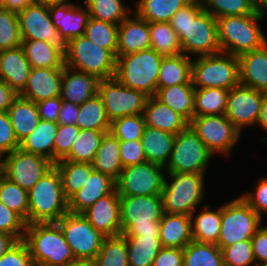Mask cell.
Instances as JSON below:
<instances>
[{"label": "cell", "instance_id": "cell-13", "mask_svg": "<svg viewBox=\"0 0 267 266\" xmlns=\"http://www.w3.org/2000/svg\"><path fill=\"white\" fill-rule=\"evenodd\" d=\"M164 167L146 161L124 167L116 181L119 196L161 195L164 184Z\"/></svg>", "mask_w": 267, "mask_h": 266}, {"label": "cell", "instance_id": "cell-59", "mask_svg": "<svg viewBox=\"0 0 267 266\" xmlns=\"http://www.w3.org/2000/svg\"><path fill=\"white\" fill-rule=\"evenodd\" d=\"M152 266H183V249L162 247Z\"/></svg>", "mask_w": 267, "mask_h": 266}, {"label": "cell", "instance_id": "cell-56", "mask_svg": "<svg viewBox=\"0 0 267 266\" xmlns=\"http://www.w3.org/2000/svg\"><path fill=\"white\" fill-rule=\"evenodd\" d=\"M0 266H34L29 249L23 240L0 257Z\"/></svg>", "mask_w": 267, "mask_h": 266}, {"label": "cell", "instance_id": "cell-51", "mask_svg": "<svg viewBox=\"0 0 267 266\" xmlns=\"http://www.w3.org/2000/svg\"><path fill=\"white\" fill-rule=\"evenodd\" d=\"M144 127L143 114L124 116L111 122L110 133L119 141L141 140Z\"/></svg>", "mask_w": 267, "mask_h": 266}, {"label": "cell", "instance_id": "cell-9", "mask_svg": "<svg viewBox=\"0 0 267 266\" xmlns=\"http://www.w3.org/2000/svg\"><path fill=\"white\" fill-rule=\"evenodd\" d=\"M191 82L195 88L236 87L240 84L238 57L223 52L198 56L192 60Z\"/></svg>", "mask_w": 267, "mask_h": 266}, {"label": "cell", "instance_id": "cell-53", "mask_svg": "<svg viewBox=\"0 0 267 266\" xmlns=\"http://www.w3.org/2000/svg\"><path fill=\"white\" fill-rule=\"evenodd\" d=\"M79 133L80 129L76 125H58L54 140V164L63 160L70 153L73 142Z\"/></svg>", "mask_w": 267, "mask_h": 266}, {"label": "cell", "instance_id": "cell-3", "mask_svg": "<svg viewBox=\"0 0 267 266\" xmlns=\"http://www.w3.org/2000/svg\"><path fill=\"white\" fill-rule=\"evenodd\" d=\"M23 241L34 266H64L75 260L56 222L26 224Z\"/></svg>", "mask_w": 267, "mask_h": 266}, {"label": "cell", "instance_id": "cell-42", "mask_svg": "<svg viewBox=\"0 0 267 266\" xmlns=\"http://www.w3.org/2000/svg\"><path fill=\"white\" fill-rule=\"evenodd\" d=\"M150 48L163 56L182 54L177 33L170 22L149 23Z\"/></svg>", "mask_w": 267, "mask_h": 266}, {"label": "cell", "instance_id": "cell-41", "mask_svg": "<svg viewBox=\"0 0 267 266\" xmlns=\"http://www.w3.org/2000/svg\"><path fill=\"white\" fill-rule=\"evenodd\" d=\"M229 90L222 88H195L194 117L225 115Z\"/></svg>", "mask_w": 267, "mask_h": 266}, {"label": "cell", "instance_id": "cell-47", "mask_svg": "<svg viewBox=\"0 0 267 266\" xmlns=\"http://www.w3.org/2000/svg\"><path fill=\"white\" fill-rule=\"evenodd\" d=\"M118 29L119 25L90 17L84 35L100 47L109 50L116 57Z\"/></svg>", "mask_w": 267, "mask_h": 266}, {"label": "cell", "instance_id": "cell-57", "mask_svg": "<svg viewBox=\"0 0 267 266\" xmlns=\"http://www.w3.org/2000/svg\"><path fill=\"white\" fill-rule=\"evenodd\" d=\"M241 198L262 218L267 213V177L260 178L254 193H245Z\"/></svg>", "mask_w": 267, "mask_h": 266}, {"label": "cell", "instance_id": "cell-23", "mask_svg": "<svg viewBox=\"0 0 267 266\" xmlns=\"http://www.w3.org/2000/svg\"><path fill=\"white\" fill-rule=\"evenodd\" d=\"M237 57L240 84L267 93V43Z\"/></svg>", "mask_w": 267, "mask_h": 266}, {"label": "cell", "instance_id": "cell-62", "mask_svg": "<svg viewBox=\"0 0 267 266\" xmlns=\"http://www.w3.org/2000/svg\"><path fill=\"white\" fill-rule=\"evenodd\" d=\"M79 109V105L62 100L57 123L62 125H76Z\"/></svg>", "mask_w": 267, "mask_h": 266}, {"label": "cell", "instance_id": "cell-33", "mask_svg": "<svg viewBox=\"0 0 267 266\" xmlns=\"http://www.w3.org/2000/svg\"><path fill=\"white\" fill-rule=\"evenodd\" d=\"M95 171L104 173L115 181L118 180L123 169L120 160V141L110 132H107L92 162Z\"/></svg>", "mask_w": 267, "mask_h": 266}, {"label": "cell", "instance_id": "cell-50", "mask_svg": "<svg viewBox=\"0 0 267 266\" xmlns=\"http://www.w3.org/2000/svg\"><path fill=\"white\" fill-rule=\"evenodd\" d=\"M18 13L0 6V51L20 47Z\"/></svg>", "mask_w": 267, "mask_h": 266}, {"label": "cell", "instance_id": "cell-6", "mask_svg": "<svg viewBox=\"0 0 267 266\" xmlns=\"http://www.w3.org/2000/svg\"><path fill=\"white\" fill-rule=\"evenodd\" d=\"M122 236H159L162 196H120Z\"/></svg>", "mask_w": 267, "mask_h": 266}, {"label": "cell", "instance_id": "cell-11", "mask_svg": "<svg viewBox=\"0 0 267 266\" xmlns=\"http://www.w3.org/2000/svg\"><path fill=\"white\" fill-rule=\"evenodd\" d=\"M212 157L213 154L188 124L176 134L172 153L165 169L167 173L205 174Z\"/></svg>", "mask_w": 267, "mask_h": 266}, {"label": "cell", "instance_id": "cell-64", "mask_svg": "<svg viewBox=\"0 0 267 266\" xmlns=\"http://www.w3.org/2000/svg\"><path fill=\"white\" fill-rule=\"evenodd\" d=\"M19 240L12 234L0 232V257L15 246Z\"/></svg>", "mask_w": 267, "mask_h": 266}, {"label": "cell", "instance_id": "cell-71", "mask_svg": "<svg viewBox=\"0 0 267 266\" xmlns=\"http://www.w3.org/2000/svg\"><path fill=\"white\" fill-rule=\"evenodd\" d=\"M37 2H52V1H58V0H33Z\"/></svg>", "mask_w": 267, "mask_h": 266}, {"label": "cell", "instance_id": "cell-19", "mask_svg": "<svg viewBox=\"0 0 267 266\" xmlns=\"http://www.w3.org/2000/svg\"><path fill=\"white\" fill-rule=\"evenodd\" d=\"M48 6L51 20L65 44L73 38L84 35L90 18L87 7L75 5L69 0L48 2Z\"/></svg>", "mask_w": 267, "mask_h": 266}, {"label": "cell", "instance_id": "cell-37", "mask_svg": "<svg viewBox=\"0 0 267 266\" xmlns=\"http://www.w3.org/2000/svg\"><path fill=\"white\" fill-rule=\"evenodd\" d=\"M192 0H138L135 13L147 22H170L174 14Z\"/></svg>", "mask_w": 267, "mask_h": 266}, {"label": "cell", "instance_id": "cell-18", "mask_svg": "<svg viewBox=\"0 0 267 266\" xmlns=\"http://www.w3.org/2000/svg\"><path fill=\"white\" fill-rule=\"evenodd\" d=\"M264 94L241 84L229 90L225 116L240 132L244 126L257 125Z\"/></svg>", "mask_w": 267, "mask_h": 266}, {"label": "cell", "instance_id": "cell-21", "mask_svg": "<svg viewBox=\"0 0 267 266\" xmlns=\"http://www.w3.org/2000/svg\"><path fill=\"white\" fill-rule=\"evenodd\" d=\"M63 68H31L20 97L35 103L60 96Z\"/></svg>", "mask_w": 267, "mask_h": 266}, {"label": "cell", "instance_id": "cell-16", "mask_svg": "<svg viewBox=\"0 0 267 266\" xmlns=\"http://www.w3.org/2000/svg\"><path fill=\"white\" fill-rule=\"evenodd\" d=\"M2 157V174L27 192L54 164L43 156L15 149Z\"/></svg>", "mask_w": 267, "mask_h": 266}, {"label": "cell", "instance_id": "cell-48", "mask_svg": "<svg viewBox=\"0 0 267 266\" xmlns=\"http://www.w3.org/2000/svg\"><path fill=\"white\" fill-rule=\"evenodd\" d=\"M91 18L119 25L131 12L122 0H84Z\"/></svg>", "mask_w": 267, "mask_h": 266}, {"label": "cell", "instance_id": "cell-8", "mask_svg": "<svg viewBox=\"0 0 267 266\" xmlns=\"http://www.w3.org/2000/svg\"><path fill=\"white\" fill-rule=\"evenodd\" d=\"M161 193L164 213L191 216L205 195V174L167 173ZM170 181V182H169Z\"/></svg>", "mask_w": 267, "mask_h": 266}, {"label": "cell", "instance_id": "cell-69", "mask_svg": "<svg viewBox=\"0 0 267 266\" xmlns=\"http://www.w3.org/2000/svg\"><path fill=\"white\" fill-rule=\"evenodd\" d=\"M254 266H267V261L256 263Z\"/></svg>", "mask_w": 267, "mask_h": 266}, {"label": "cell", "instance_id": "cell-2", "mask_svg": "<svg viewBox=\"0 0 267 266\" xmlns=\"http://www.w3.org/2000/svg\"><path fill=\"white\" fill-rule=\"evenodd\" d=\"M265 15L258 12L217 18L221 52L238 56L262 48L267 43V38L259 21L264 19Z\"/></svg>", "mask_w": 267, "mask_h": 266}, {"label": "cell", "instance_id": "cell-55", "mask_svg": "<svg viewBox=\"0 0 267 266\" xmlns=\"http://www.w3.org/2000/svg\"><path fill=\"white\" fill-rule=\"evenodd\" d=\"M120 160L123 168L146 162L142 141H120Z\"/></svg>", "mask_w": 267, "mask_h": 266}, {"label": "cell", "instance_id": "cell-38", "mask_svg": "<svg viewBox=\"0 0 267 266\" xmlns=\"http://www.w3.org/2000/svg\"><path fill=\"white\" fill-rule=\"evenodd\" d=\"M128 250L129 266H152L162 244L159 236H123Z\"/></svg>", "mask_w": 267, "mask_h": 266}, {"label": "cell", "instance_id": "cell-40", "mask_svg": "<svg viewBox=\"0 0 267 266\" xmlns=\"http://www.w3.org/2000/svg\"><path fill=\"white\" fill-rule=\"evenodd\" d=\"M79 108L76 123L79 129L110 131L111 122L107 118L103 100L98 93L79 105Z\"/></svg>", "mask_w": 267, "mask_h": 266}, {"label": "cell", "instance_id": "cell-70", "mask_svg": "<svg viewBox=\"0 0 267 266\" xmlns=\"http://www.w3.org/2000/svg\"><path fill=\"white\" fill-rule=\"evenodd\" d=\"M2 157L3 156L0 155V176L2 175Z\"/></svg>", "mask_w": 267, "mask_h": 266}, {"label": "cell", "instance_id": "cell-43", "mask_svg": "<svg viewBox=\"0 0 267 266\" xmlns=\"http://www.w3.org/2000/svg\"><path fill=\"white\" fill-rule=\"evenodd\" d=\"M183 266H225L221 249L213 243L191 241L183 248Z\"/></svg>", "mask_w": 267, "mask_h": 266}, {"label": "cell", "instance_id": "cell-27", "mask_svg": "<svg viewBox=\"0 0 267 266\" xmlns=\"http://www.w3.org/2000/svg\"><path fill=\"white\" fill-rule=\"evenodd\" d=\"M159 240L162 247L183 249L193 241L190 216L164 213L160 220Z\"/></svg>", "mask_w": 267, "mask_h": 266}, {"label": "cell", "instance_id": "cell-5", "mask_svg": "<svg viewBox=\"0 0 267 266\" xmlns=\"http://www.w3.org/2000/svg\"><path fill=\"white\" fill-rule=\"evenodd\" d=\"M163 55L151 48L116 56L115 78L127 88L143 92L148 97L157 92V78Z\"/></svg>", "mask_w": 267, "mask_h": 266}, {"label": "cell", "instance_id": "cell-45", "mask_svg": "<svg viewBox=\"0 0 267 266\" xmlns=\"http://www.w3.org/2000/svg\"><path fill=\"white\" fill-rule=\"evenodd\" d=\"M93 266H129L125 238L122 235L106 237L93 259Z\"/></svg>", "mask_w": 267, "mask_h": 266}, {"label": "cell", "instance_id": "cell-15", "mask_svg": "<svg viewBox=\"0 0 267 266\" xmlns=\"http://www.w3.org/2000/svg\"><path fill=\"white\" fill-rule=\"evenodd\" d=\"M98 94L103 100L110 122L124 116L143 114L148 98L143 92L127 88L115 77L100 80Z\"/></svg>", "mask_w": 267, "mask_h": 266}, {"label": "cell", "instance_id": "cell-22", "mask_svg": "<svg viewBox=\"0 0 267 266\" xmlns=\"http://www.w3.org/2000/svg\"><path fill=\"white\" fill-rule=\"evenodd\" d=\"M99 81L94 75L64 66L60 98L63 101L81 105L98 93Z\"/></svg>", "mask_w": 267, "mask_h": 266}, {"label": "cell", "instance_id": "cell-26", "mask_svg": "<svg viewBox=\"0 0 267 266\" xmlns=\"http://www.w3.org/2000/svg\"><path fill=\"white\" fill-rule=\"evenodd\" d=\"M30 71L31 66L21 46L0 51V80L18 94L26 87Z\"/></svg>", "mask_w": 267, "mask_h": 266}, {"label": "cell", "instance_id": "cell-67", "mask_svg": "<svg viewBox=\"0 0 267 266\" xmlns=\"http://www.w3.org/2000/svg\"><path fill=\"white\" fill-rule=\"evenodd\" d=\"M64 266H93V260L89 259H75Z\"/></svg>", "mask_w": 267, "mask_h": 266}, {"label": "cell", "instance_id": "cell-63", "mask_svg": "<svg viewBox=\"0 0 267 266\" xmlns=\"http://www.w3.org/2000/svg\"><path fill=\"white\" fill-rule=\"evenodd\" d=\"M18 96L8 83L0 80V112H7Z\"/></svg>", "mask_w": 267, "mask_h": 266}, {"label": "cell", "instance_id": "cell-34", "mask_svg": "<svg viewBox=\"0 0 267 266\" xmlns=\"http://www.w3.org/2000/svg\"><path fill=\"white\" fill-rule=\"evenodd\" d=\"M192 59L185 54L163 56L157 78V88L178 84H192Z\"/></svg>", "mask_w": 267, "mask_h": 266}, {"label": "cell", "instance_id": "cell-54", "mask_svg": "<svg viewBox=\"0 0 267 266\" xmlns=\"http://www.w3.org/2000/svg\"><path fill=\"white\" fill-rule=\"evenodd\" d=\"M25 230L26 222L0 202V232L12 234L20 241L23 240Z\"/></svg>", "mask_w": 267, "mask_h": 266}, {"label": "cell", "instance_id": "cell-31", "mask_svg": "<svg viewBox=\"0 0 267 266\" xmlns=\"http://www.w3.org/2000/svg\"><path fill=\"white\" fill-rule=\"evenodd\" d=\"M18 142L32 133L40 119L37 104L18 96L7 111Z\"/></svg>", "mask_w": 267, "mask_h": 266}, {"label": "cell", "instance_id": "cell-35", "mask_svg": "<svg viewBox=\"0 0 267 266\" xmlns=\"http://www.w3.org/2000/svg\"><path fill=\"white\" fill-rule=\"evenodd\" d=\"M21 47L31 68H64V53L47 41L22 40Z\"/></svg>", "mask_w": 267, "mask_h": 266}, {"label": "cell", "instance_id": "cell-1", "mask_svg": "<svg viewBox=\"0 0 267 266\" xmlns=\"http://www.w3.org/2000/svg\"><path fill=\"white\" fill-rule=\"evenodd\" d=\"M170 24L177 33L182 53L186 56L214 55L221 52L217 20L203 10L201 0H192L179 9L171 18Z\"/></svg>", "mask_w": 267, "mask_h": 266}, {"label": "cell", "instance_id": "cell-24", "mask_svg": "<svg viewBox=\"0 0 267 266\" xmlns=\"http://www.w3.org/2000/svg\"><path fill=\"white\" fill-rule=\"evenodd\" d=\"M116 190V181L104 173L93 171L86 184L68 200L69 212L82 214L98 199Z\"/></svg>", "mask_w": 267, "mask_h": 266}, {"label": "cell", "instance_id": "cell-46", "mask_svg": "<svg viewBox=\"0 0 267 266\" xmlns=\"http://www.w3.org/2000/svg\"><path fill=\"white\" fill-rule=\"evenodd\" d=\"M0 202L28 224V192L3 174L0 176Z\"/></svg>", "mask_w": 267, "mask_h": 266}, {"label": "cell", "instance_id": "cell-36", "mask_svg": "<svg viewBox=\"0 0 267 266\" xmlns=\"http://www.w3.org/2000/svg\"><path fill=\"white\" fill-rule=\"evenodd\" d=\"M57 168L63 187V193L69 200L89 180L94 171L92 163L60 160L54 164Z\"/></svg>", "mask_w": 267, "mask_h": 266}, {"label": "cell", "instance_id": "cell-12", "mask_svg": "<svg viewBox=\"0 0 267 266\" xmlns=\"http://www.w3.org/2000/svg\"><path fill=\"white\" fill-rule=\"evenodd\" d=\"M56 223L75 259L93 260L97 256L106 236L97 231L83 214L67 212Z\"/></svg>", "mask_w": 267, "mask_h": 266}, {"label": "cell", "instance_id": "cell-17", "mask_svg": "<svg viewBox=\"0 0 267 266\" xmlns=\"http://www.w3.org/2000/svg\"><path fill=\"white\" fill-rule=\"evenodd\" d=\"M18 18L22 40L47 41L65 53V43L51 20L48 2L33 1L18 12Z\"/></svg>", "mask_w": 267, "mask_h": 266}, {"label": "cell", "instance_id": "cell-25", "mask_svg": "<svg viewBox=\"0 0 267 266\" xmlns=\"http://www.w3.org/2000/svg\"><path fill=\"white\" fill-rule=\"evenodd\" d=\"M119 24L116 56L139 52L150 48L149 22L135 13Z\"/></svg>", "mask_w": 267, "mask_h": 266}, {"label": "cell", "instance_id": "cell-10", "mask_svg": "<svg viewBox=\"0 0 267 266\" xmlns=\"http://www.w3.org/2000/svg\"><path fill=\"white\" fill-rule=\"evenodd\" d=\"M262 218L240 197L221 205L220 249L251 240L262 226Z\"/></svg>", "mask_w": 267, "mask_h": 266}, {"label": "cell", "instance_id": "cell-14", "mask_svg": "<svg viewBox=\"0 0 267 266\" xmlns=\"http://www.w3.org/2000/svg\"><path fill=\"white\" fill-rule=\"evenodd\" d=\"M189 125L213 155H228L241 134L225 115L193 117Z\"/></svg>", "mask_w": 267, "mask_h": 266}, {"label": "cell", "instance_id": "cell-20", "mask_svg": "<svg viewBox=\"0 0 267 266\" xmlns=\"http://www.w3.org/2000/svg\"><path fill=\"white\" fill-rule=\"evenodd\" d=\"M82 214L97 231L106 237L122 234L120 196L117 190L98 199Z\"/></svg>", "mask_w": 267, "mask_h": 266}, {"label": "cell", "instance_id": "cell-4", "mask_svg": "<svg viewBox=\"0 0 267 266\" xmlns=\"http://www.w3.org/2000/svg\"><path fill=\"white\" fill-rule=\"evenodd\" d=\"M28 224L57 222L69 212L60 174L55 166L28 191Z\"/></svg>", "mask_w": 267, "mask_h": 266}, {"label": "cell", "instance_id": "cell-61", "mask_svg": "<svg viewBox=\"0 0 267 266\" xmlns=\"http://www.w3.org/2000/svg\"><path fill=\"white\" fill-rule=\"evenodd\" d=\"M256 263L267 261V224L261 226L251 239Z\"/></svg>", "mask_w": 267, "mask_h": 266}, {"label": "cell", "instance_id": "cell-44", "mask_svg": "<svg viewBox=\"0 0 267 266\" xmlns=\"http://www.w3.org/2000/svg\"><path fill=\"white\" fill-rule=\"evenodd\" d=\"M107 132L110 131L80 129V133L74 140L70 153L63 160L92 163L97 149L100 147L101 141Z\"/></svg>", "mask_w": 267, "mask_h": 266}, {"label": "cell", "instance_id": "cell-32", "mask_svg": "<svg viewBox=\"0 0 267 266\" xmlns=\"http://www.w3.org/2000/svg\"><path fill=\"white\" fill-rule=\"evenodd\" d=\"M194 93L193 84H178L157 88L155 97L189 123L194 117Z\"/></svg>", "mask_w": 267, "mask_h": 266}, {"label": "cell", "instance_id": "cell-58", "mask_svg": "<svg viewBox=\"0 0 267 266\" xmlns=\"http://www.w3.org/2000/svg\"><path fill=\"white\" fill-rule=\"evenodd\" d=\"M19 148L13 126L7 112H0V155L11 153Z\"/></svg>", "mask_w": 267, "mask_h": 266}, {"label": "cell", "instance_id": "cell-60", "mask_svg": "<svg viewBox=\"0 0 267 266\" xmlns=\"http://www.w3.org/2000/svg\"><path fill=\"white\" fill-rule=\"evenodd\" d=\"M36 104L41 120L57 123L62 104L60 96L44 99L37 102Z\"/></svg>", "mask_w": 267, "mask_h": 266}, {"label": "cell", "instance_id": "cell-65", "mask_svg": "<svg viewBox=\"0 0 267 266\" xmlns=\"http://www.w3.org/2000/svg\"><path fill=\"white\" fill-rule=\"evenodd\" d=\"M32 2L33 0H2L0 6L18 13Z\"/></svg>", "mask_w": 267, "mask_h": 266}, {"label": "cell", "instance_id": "cell-28", "mask_svg": "<svg viewBox=\"0 0 267 266\" xmlns=\"http://www.w3.org/2000/svg\"><path fill=\"white\" fill-rule=\"evenodd\" d=\"M143 117L145 125L173 134L182 131L189 123L155 96L147 98Z\"/></svg>", "mask_w": 267, "mask_h": 266}, {"label": "cell", "instance_id": "cell-68", "mask_svg": "<svg viewBox=\"0 0 267 266\" xmlns=\"http://www.w3.org/2000/svg\"><path fill=\"white\" fill-rule=\"evenodd\" d=\"M258 12L267 14V0H252Z\"/></svg>", "mask_w": 267, "mask_h": 266}, {"label": "cell", "instance_id": "cell-52", "mask_svg": "<svg viewBox=\"0 0 267 266\" xmlns=\"http://www.w3.org/2000/svg\"><path fill=\"white\" fill-rule=\"evenodd\" d=\"M225 266L255 265L251 240L239 241L221 249Z\"/></svg>", "mask_w": 267, "mask_h": 266}, {"label": "cell", "instance_id": "cell-7", "mask_svg": "<svg viewBox=\"0 0 267 266\" xmlns=\"http://www.w3.org/2000/svg\"><path fill=\"white\" fill-rule=\"evenodd\" d=\"M64 65L104 80L115 77L116 57L82 35L65 44Z\"/></svg>", "mask_w": 267, "mask_h": 266}, {"label": "cell", "instance_id": "cell-30", "mask_svg": "<svg viewBox=\"0 0 267 266\" xmlns=\"http://www.w3.org/2000/svg\"><path fill=\"white\" fill-rule=\"evenodd\" d=\"M58 123L40 120L35 130L19 142V149L40 155L54 164V140Z\"/></svg>", "mask_w": 267, "mask_h": 266}, {"label": "cell", "instance_id": "cell-49", "mask_svg": "<svg viewBox=\"0 0 267 266\" xmlns=\"http://www.w3.org/2000/svg\"><path fill=\"white\" fill-rule=\"evenodd\" d=\"M203 10L213 17L258 13L252 0H201Z\"/></svg>", "mask_w": 267, "mask_h": 266}, {"label": "cell", "instance_id": "cell-29", "mask_svg": "<svg viewBox=\"0 0 267 266\" xmlns=\"http://www.w3.org/2000/svg\"><path fill=\"white\" fill-rule=\"evenodd\" d=\"M175 134L145 125L141 138L146 160L165 168L174 146Z\"/></svg>", "mask_w": 267, "mask_h": 266}, {"label": "cell", "instance_id": "cell-39", "mask_svg": "<svg viewBox=\"0 0 267 266\" xmlns=\"http://www.w3.org/2000/svg\"><path fill=\"white\" fill-rule=\"evenodd\" d=\"M203 209L195 218L194 213L190 216L193 241L217 244L220 235L221 206L216 211L210 210L208 205Z\"/></svg>", "mask_w": 267, "mask_h": 266}, {"label": "cell", "instance_id": "cell-66", "mask_svg": "<svg viewBox=\"0 0 267 266\" xmlns=\"http://www.w3.org/2000/svg\"><path fill=\"white\" fill-rule=\"evenodd\" d=\"M257 124L267 132V93L264 94Z\"/></svg>", "mask_w": 267, "mask_h": 266}]
</instances>
